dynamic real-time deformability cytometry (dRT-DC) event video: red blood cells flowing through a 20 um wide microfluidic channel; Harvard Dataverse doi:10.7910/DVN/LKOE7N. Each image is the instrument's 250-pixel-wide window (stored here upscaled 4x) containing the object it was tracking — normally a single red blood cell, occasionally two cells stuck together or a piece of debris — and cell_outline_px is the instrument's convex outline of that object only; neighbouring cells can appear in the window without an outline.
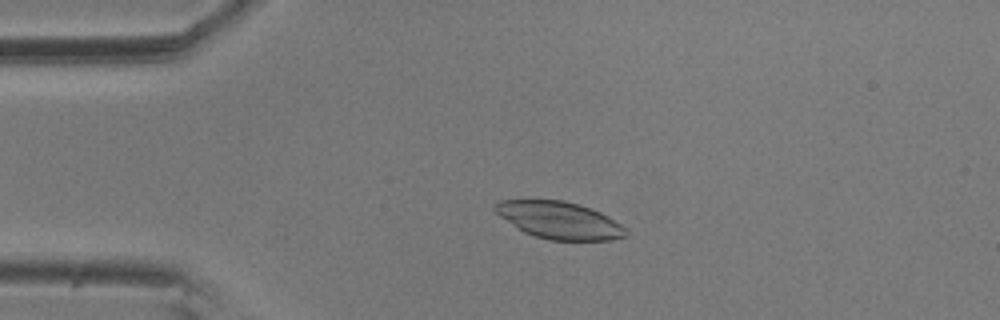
{"species": "common noctule bat (a hibernating species)", "species_latin": "Nyctalus noctula", "temperature_condition": "room temperature", "stored_images_in_passage": 5, "camera_frame_rate_fps": 3000, "um_per_image_px": 0.085, "animal": {"sex": "male", "body_mass_g": 20.5, "forearm_length_mm": 52.5}, "frame": {"image": 1, "passage_image": 4, "time_ms": 1.0, "image_size_px": [1000, 320], "cell_outline_px": [[628, 236], [612, 240], [552, 240], [536, 236], [524, 232], [500, 216], [492, 208], [492, 204], [500, 200], [564, 200], [600, 212], [608, 216], [620, 224], [628, 232]], "centroid_in_image_um": [47.53, 18.72], "position_along_channel_um": 37.5, "area_um2": 28.09}}